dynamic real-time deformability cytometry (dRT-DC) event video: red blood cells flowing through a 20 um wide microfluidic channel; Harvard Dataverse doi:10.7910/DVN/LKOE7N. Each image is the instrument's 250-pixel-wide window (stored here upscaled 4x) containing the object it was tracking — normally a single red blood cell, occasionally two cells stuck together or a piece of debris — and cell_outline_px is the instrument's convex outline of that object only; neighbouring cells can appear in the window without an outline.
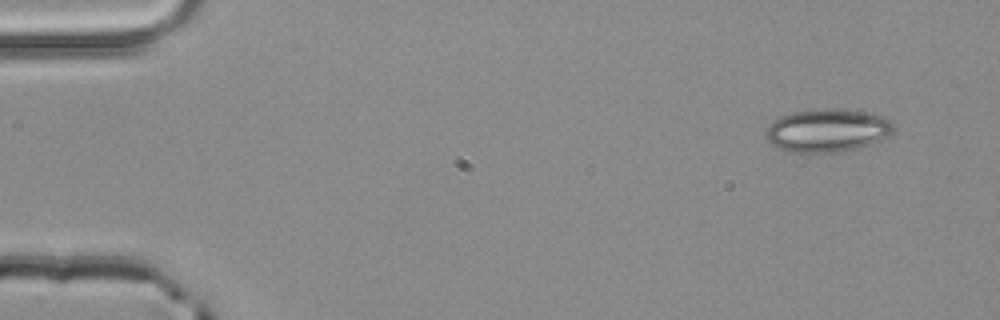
{"species": "common noctule bat (a hibernating species)", "species_latin": "Nyctalus noctula", "temperature_condition": "room temperature", "stored_images_in_passage": 3, "camera_frame_rate_fps": 3000, "um_per_image_px": 0.085, "animal": {"sex": "male", "body_mass_g": 20.4}, "frame": {"image": 1, "passage_image": 1, "time_ms": 0.0, "image_size_px": [1000, 320], "cell_outline_px": [[896, 124], [892, 132], [888, 136], [880, 140], [856, 148], [840, 152], [792, 152], [776, 148], [764, 136], [764, 132], [780, 116], [792, 112], [812, 108], [836, 108], [860, 112], [880, 116]], "centroid_in_image_um": [70.29, 11.08], "position_along_channel_um": 14.7, "area_um2": 31.96}}